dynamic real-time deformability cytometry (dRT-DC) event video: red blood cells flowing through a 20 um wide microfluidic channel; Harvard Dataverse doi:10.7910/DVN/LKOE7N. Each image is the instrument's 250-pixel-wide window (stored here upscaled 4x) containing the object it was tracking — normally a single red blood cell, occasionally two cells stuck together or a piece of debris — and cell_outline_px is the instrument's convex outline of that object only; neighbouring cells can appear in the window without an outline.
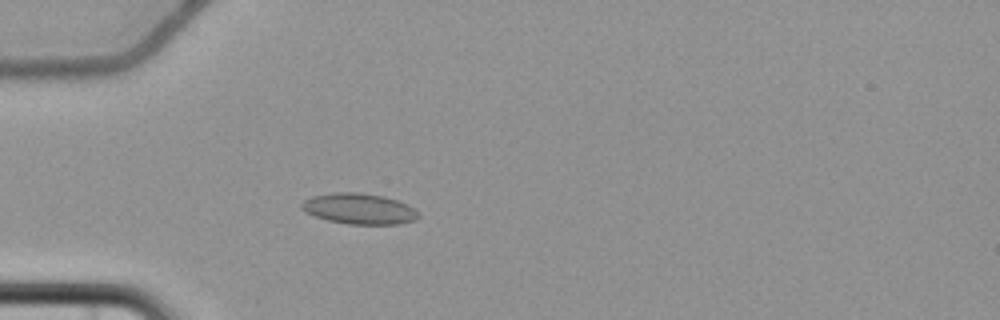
{"species": "common noctule bat (a hibernating species)", "species_latin": "Nyctalus noctula", "temperature_condition": "cold", "stored_images_in_passage": 4, "camera_frame_rate_fps": 3000, "um_per_image_px": 0.085, "animal": {"sex": "female", "body_mass_g": 22.7, "forearm_length_mm": 54.2}, "frame": {"image": 1, "passage_image": 4, "time_ms": 6.0, "image_size_px": [1000, 320], "cell_outline_px": [[420, 216], [416, 220], [400, 224], [348, 224], [328, 220], [304, 212], [300, 208], [300, 204], [304, 200], [312, 196], [332, 192], [360, 192], [384, 196], [408, 204], [420, 212]], "centroid_in_image_um": [30.54, 17.74], "position_along_channel_um": 54.5, "area_um2": 21.21}}